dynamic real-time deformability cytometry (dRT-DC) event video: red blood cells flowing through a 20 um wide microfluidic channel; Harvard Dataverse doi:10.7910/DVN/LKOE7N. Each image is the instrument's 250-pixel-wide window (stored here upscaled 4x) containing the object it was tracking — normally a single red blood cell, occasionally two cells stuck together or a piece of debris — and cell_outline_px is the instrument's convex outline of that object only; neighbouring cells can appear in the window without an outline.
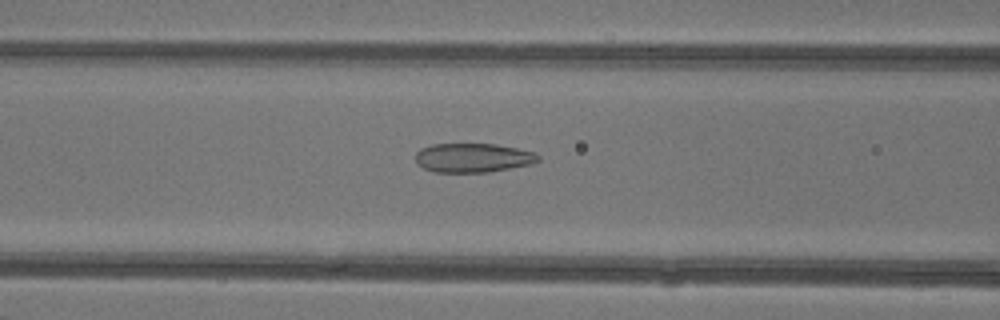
{"species": "common noctule bat (a hibernating species)", "species_latin": "Nyctalus noctula", "temperature_condition": "warm", "stored_images_in_passage": 40, "camera_frame_rate_fps": 3000, "um_per_image_px": 0.085, "animal": {"sex": "female"}, "frame": {"image": 1, "passage_image": 13, "time_ms": 4.0, "image_size_px": [1000, 320], "cell_outline_px": [[540, 160], [532, 164], [488, 172], [432, 172], [416, 164], [416, 152], [420, 148], [432, 144], [496, 144], [536, 152], [540, 156]], "centroid_in_image_um": [40.2, 13.41], "position_along_channel_um": 126.4, "area_um2": 20.98}}
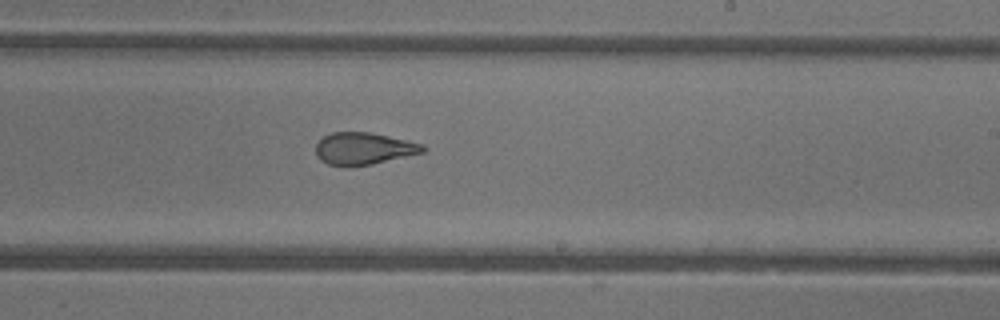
{"frame": {"image": 2, "passage_image": 22, "time_ms": 7.0, "image_size_px": [1000, 320], "cell_outline_px": [[428, 148], [424, 152], [372, 164], [348, 168], [344, 168], [328, 164], [320, 160], [316, 156], [316, 144], [324, 136], [332, 132], [372, 132], [424, 144]], "centroid_in_image_um": [30.91, 12.64], "position_along_channel_um": 258.1, "area_um2": 20.4}}
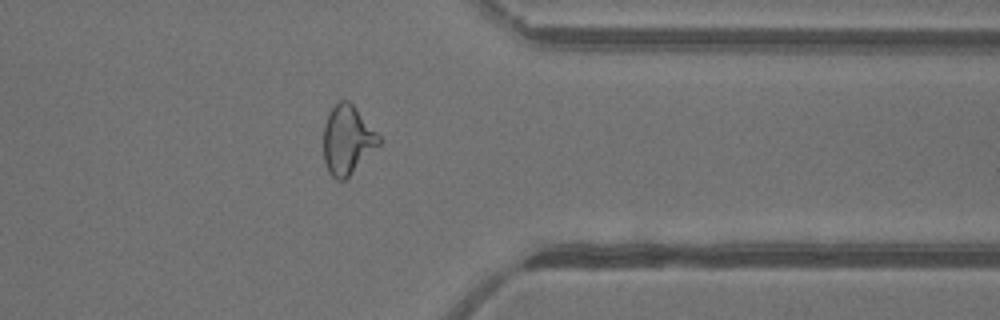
{"frame": {"image": 3, "passage_image": 31, "time_ms": 10.0, "image_size_px": [1000, 320], "cell_outline_px": [[380, 144], [344, 180], [336, 180], [328, 172], [324, 160], [324, 124], [328, 112], [340, 100], [348, 100], [352, 104], [380, 136]], "centroid_in_image_um": [29.5, 11.89], "position_along_channel_um": 381.9, "area_um2": 21.91}, "authors_computed_cell_mechanics": {"area_um2": 22.5131, "velocity_mm_per_s": 4.3953, "shape_relaxation_time_tau1_ms": null, "shape_relaxation_time_tau2_ms": 1.0185, "deformation_change_tau1": null, "deformation_change_tau2": 0.0859}}